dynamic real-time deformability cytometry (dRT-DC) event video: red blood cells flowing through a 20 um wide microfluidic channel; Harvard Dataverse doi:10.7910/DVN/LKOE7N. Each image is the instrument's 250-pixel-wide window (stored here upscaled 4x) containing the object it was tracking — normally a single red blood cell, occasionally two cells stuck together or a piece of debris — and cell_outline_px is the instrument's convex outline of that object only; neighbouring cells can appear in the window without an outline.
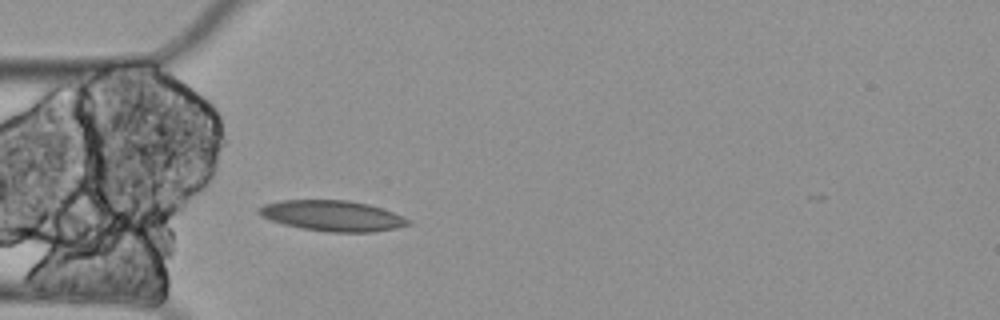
{"species": "Egyptian fruit bat (a non-hibernating species)", "species_latin": "Rousettus aegyptiacus", "temperature_condition": "cold", "stored_images_in_passage": 5, "camera_frame_rate_fps": 3000, "um_per_image_px": 0.085, "animal": {"sex": "female"}, "frame": {"image": 1, "passage_image": 5, "time_ms": 1.333, "image_size_px": [1000, 320], "cell_outline_px": [[412, 224], [396, 228], [372, 232], [328, 232], [300, 228], [284, 224], [260, 216], [256, 212], [256, 208], [264, 204], [280, 200], [348, 200], [368, 204], [404, 216], [412, 220]], "centroid_in_image_um": [28.25, 18.34], "position_along_channel_um": 56.8, "area_um2": 26.82}}